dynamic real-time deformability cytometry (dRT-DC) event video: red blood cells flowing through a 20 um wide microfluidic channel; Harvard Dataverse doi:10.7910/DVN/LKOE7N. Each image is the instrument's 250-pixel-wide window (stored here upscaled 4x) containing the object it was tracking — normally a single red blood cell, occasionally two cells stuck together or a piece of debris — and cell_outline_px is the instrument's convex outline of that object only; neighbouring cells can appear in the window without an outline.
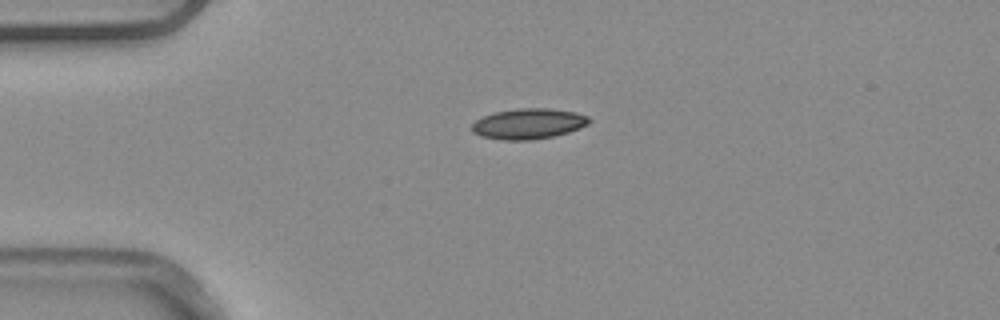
{"species": "common noctule bat (a hibernating species)", "species_latin": "Nyctalus noctula", "temperature_condition": "warm", "stored_images_in_passage": 2, "camera_frame_rate_fps": 3000, "um_per_image_px": 0.085, "animal": {"sex": "male", "body_mass_g": 20.4}, "frame": {"image": 1, "passage_image": 1, "time_ms": 0.0, "image_size_px": [1000, 320], "cell_outline_px": [[592, 120], [588, 124], [580, 128], [568, 132], [552, 136], [532, 140], [504, 140], [480, 136], [472, 132], [472, 124], [476, 120], [484, 116], [496, 112], [516, 108], [548, 108], [576, 112], [588, 116]], "centroid_in_image_um": [44.93, 10.51], "position_along_channel_um": 40.1, "area_um2": 20.87}}